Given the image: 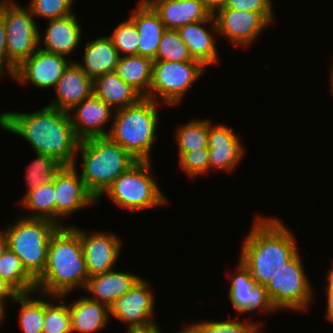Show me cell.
Returning <instances> with one entry per match:
<instances>
[{"mask_svg": "<svg viewBox=\"0 0 333 333\" xmlns=\"http://www.w3.org/2000/svg\"><path fill=\"white\" fill-rule=\"evenodd\" d=\"M209 167L212 170L234 172L245 156V145L239 135L228 125L213 124L209 120L208 139Z\"/></svg>", "mask_w": 333, "mask_h": 333, "instance_id": "cell-17", "label": "cell"}, {"mask_svg": "<svg viewBox=\"0 0 333 333\" xmlns=\"http://www.w3.org/2000/svg\"><path fill=\"white\" fill-rule=\"evenodd\" d=\"M6 304L0 299V326L3 324L2 322L5 320L6 312Z\"/></svg>", "mask_w": 333, "mask_h": 333, "instance_id": "cell-49", "label": "cell"}, {"mask_svg": "<svg viewBox=\"0 0 333 333\" xmlns=\"http://www.w3.org/2000/svg\"><path fill=\"white\" fill-rule=\"evenodd\" d=\"M164 104L144 97L137 104L115 110L108 137L137 161H152L157 140L159 107Z\"/></svg>", "mask_w": 333, "mask_h": 333, "instance_id": "cell-4", "label": "cell"}, {"mask_svg": "<svg viewBox=\"0 0 333 333\" xmlns=\"http://www.w3.org/2000/svg\"><path fill=\"white\" fill-rule=\"evenodd\" d=\"M76 0H29L27 6L30 8L34 18L53 20L73 14V6Z\"/></svg>", "mask_w": 333, "mask_h": 333, "instance_id": "cell-38", "label": "cell"}, {"mask_svg": "<svg viewBox=\"0 0 333 333\" xmlns=\"http://www.w3.org/2000/svg\"><path fill=\"white\" fill-rule=\"evenodd\" d=\"M0 277L19 294L36 291V280L26 271L21 259L9 248L0 256Z\"/></svg>", "mask_w": 333, "mask_h": 333, "instance_id": "cell-31", "label": "cell"}, {"mask_svg": "<svg viewBox=\"0 0 333 333\" xmlns=\"http://www.w3.org/2000/svg\"><path fill=\"white\" fill-rule=\"evenodd\" d=\"M36 293V294H35ZM35 295H37L35 297ZM19 307L18 322L24 333H43L44 327V294L34 291L19 294L12 304Z\"/></svg>", "mask_w": 333, "mask_h": 333, "instance_id": "cell-30", "label": "cell"}, {"mask_svg": "<svg viewBox=\"0 0 333 333\" xmlns=\"http://www.w3.org/2000/svg\"><path fill=\"white\" fill-rule=\"evenodd\" d=\"M15 0H0V6H3L5 4H8V3H11V2H14Z\"/></svg>", "mask_w": 333, "mask_h": 333, "instance_id": "cell-51", "label": "cell"}, {"mask_svg": "<svg viewBox=\"0 0 333 333\" xmlns=\"http://www.w3.org/2000/svg\"><path fill=\"white\" fill-rule=\"evenodd\" d=\"M7 32L8 59L18 67L39 48V26L30 8L19 2L0 6Z\"/></svg>", "mask_w": 333, "mask_h": 333, "instance_id": "cell-10", "label": "cell"}, {"mask_svg": "<svg viewBox=\"0 0 333 333\" xmlns=\"http://www.w3.org/2000/svg\"><path fill=\"white\" fill-rule=\"evenodd\" d=\"M152 164V161H137L117 177L97 199V204H101L102 196L106 195L117 207L132 213L167 205L168 197L154 178Z\"/></svg>", "mask_w": 333, "mask_h": 333, "instance_id": "cell-6", "label": "cell"}, {"mask_svg": "<svg viewBox=\"0 0 333 333\" xmlns=\"http://www.w3.org/2000/svg\"><path fill=\"white\" fill-rule=\"evenodd\" d=\"M36 158L30 162L25 170L27 189L23 197L43 184L52 182L62 164L51 155L37 153Z\"/></svg>", "mask_w": 333, "mask_h": 333, "instance_id": "cell-34", "label": "cell"}, {"mask_svg": "<svg viewBox=\"0 0 333 333\" xmlns=\"http://www.w3.org/2000/svg\"><path fill=\"white\" fill-rule=\"evenodd\" d=\"M256 215L240 248V260L257 285L266 286L298 252L292 230L278 217ZM287 226V227H286Z\"/></svg>", "mask_w": 333, "mask_h": 333, "instance_id": "cell-2", "label": "cell"}, {"mask_svg": "<svg viewBox=\"0 0 333 333\" xmlns=\"http://www.w3.org/2000/svg\"><path fill=\"white\" fill-rule=\"evenodd\" d=\"M177 32L193 59L201 62L206 68L221 61L216 46L218 40L215 36L218 35L216 34L218 31L213 15L207 20L183 25L177 29Z\"/></svg>", "mask_w": 333, "mask_h": 333, "instance_id": "cell-20", "label": "cell"}, {"mask_svg": "<svg viewBox=\"0 0 333 333\" xmlns=\"http://www.w3.org/2000/svg\"><path fill=\"white\" fill-rule=\"evenodd\" d=\"M125 333H162V330L159 325L149 328V329H139V330H130Z\"/></svg>", "mask_w": 333, "mask_h": 333, "instance_id": "cell-47", "label": "cell"}, {"mask_svg": "<svg viewBox=\"0 0 333 333\" xmlns=\"http://www.w3.org/2000/svg\"><path fill=\"white\" fill-rule=\"evenodd\" d=\"M218 36L245 49L272 25L262 14L234 9H219L214 15Z\"/></svg>", "mask_w": 333, "mask_h": 333, "instance_id": "cell-16", "label": "cell"}, {"mask_svg": "<svg viewBox=\"0 0 333 333\" xmlns=\"http://www.w3.org/2000/svg\"><path fill=\"white\" fill-rule=\"evenodd\" d=\"M221 9H234L237 11H251L262 14L271 24L274 22L275 10L273 0H228Z\"/></svg>", "mask_w": 333, "mask_h": 333, "instance_id": "cell-40", "label": "cell"}, {"mask_svg": "<svg viewBox=\"0 0 333 333\" xmlns=\"http://www.w3.org/2000/svg\"><path fill=\"white\" fill-rule=\"evenodd\" d=\"M262 322L261 320L259 322L256 320L248 322V320L242 319L241 315L237 314L236 317H228L222 321L209 319L196 321L193 324L197 333H258L264 327Z\"/></svg>", "mask_w": 333, "mask_h": 333, "instance_id": "cell-35", "label": "cell"}, {"mask_svg": "<svg viewBox=\"0 0 333 333\" xmlns=\"http://www.w3.org/2000/svg\"><path fill=\"white\" fill-rule=\"evenodd\" d=\"M68 304L72 333L102 332L110 323V308L91 300L85 294Z\"/></svg>", "mask_w": 333, "mask_h": 333, "instance_id": "cell-25", "label": "cell"}, {"mask_svg": "<svg viewBox=\"0 0 333 333\" xmlns=\"http://www.w3.org/2000/svg\"><path fill=\"white\" fill-rule=\"evenodd\" d=\"M228 273V297L234 310L240 314L275 313L277 309L272 305L265 286L257 285L250 271L239 260L235 272Z\"/></svg>", "mask_w": 333, "mask_h": 333, "instance_id": "cell-15", "label": "cell"}, {"mask_svg": "<svg viewBox=\"0 0 333 333\" xmlns=\"http://www.w3.org/2000/svg\"><path fill=\"white\" fill-rule=\"evenodd\" d=\"M19 293L5 280L0 277V299L7 304L8 300L12 303Z\"/></svg>", "mask_w": 333, "mask_h": 333, "instance_id": "cell-42", "label": "cell"}, {"mask_svg": "<svg viewBox=\"0 0 333 333\" xmlns=\"http://www.w3.org/2000/svg\"><path fill=\"white\" fill-rule=\"evenodd\" d=\"M154 61L190 62L197 60L193 59L177 30L166 29L160 40Z\"/></svg>", "mask_w": 333, "mask_h": 333, "instance_id": "cell-36", "label": "cell"}, {"mask_svg": "<svg viewBox=\"0 0 333 333\" xmlns=\"http://www.w3.org/2000/svg\"><path fill=\"white\" fill-rule=\"evenodd\" d=\"M4 226L8 248L22 261L26 271L37 280L44 272L51 236L60 227L47 219L16 217Z\"/></svg>", "mask_w": 333, "mask_h": 333, "instance_id": "cell-7", "label": "cell"}, {"mask_svg": "<svg viewBox=\"0 0 333 333\" xmlns=\"http://www.w3.org/2000/svg\"><path fill=\"white\" fill-rule=\"evenodd\" d=\"M93 93L114 110L132 106L144 98L136 89L125 83L116 72L95 78Z\"/></svg>", "mask_w": 333, "mask_h": 333, "instance_id": "cell-27", "label": "cell"}, {"mask_svg": "<svg viewBox=\"0 0 333 333\" xmlns=\"http://www.w3.org/2000/svg\"><path fill=\"white\" fill-rule=\"evenodd\" d=\"M7 32L3 15L0 13V77L4 74L10 77L14 74L16 66L8 59L7 55Z\"/></svg>", "mask_w": 333, "mask_h": 333, "instance_id": "cell-41", "label": "cell"}, {"mask_svg": "<svg viewBox=\"0 0 333 333\" xmlns=\"http://www.w3.org/2000/svg\"><path fill=\"white\" fill-rule=\"evenodd\" d=\"M22 208L31 212L21 214L26 218L47 219L56 223V199L55 186L53 182L43 184L35 190L30 191L18 202Z\"/></svg>", "mask_w": 333, "mask_h": 333, "instance_id": "cell-29", "label": "cell"}, {"mask_svg": "<svg viewBox=\"0 0 333 333\" xmlns=\"http://www.w3.org/2000/svg\"><path fill=\"white\" fill-rule=\"evenodd\" d=\"M79 21L75 13L48 20L47 27L42 34L39 30V48L70 58L82 43L83 29Z\"/></svg>", "mask_w": 333, "mask_h": 333, "instance_id": "cell-19", "label": "cell"}, {"mask_svg": "<svg viewBox=\"0 0 333 333\" xmlns=\"http://www.w3.org/2000/svg\"><path fill=\"white\" fill-rule=\"evenodd\" d=\"M153 60L139 55L119 58L115 72L127 84L136 89L143 97L149 98L152 81Z\"/></svg>", "mask_w": 333, "mask_h": 333, "instance_id": "cell-28", "label": "cell"}, {"mask_svg": "<svg viewBox=\"0 0 333 333\" xmlns=\"http://www.w3.org/2000/svg\"><path fill=\"white\" fill-rule=\"evenodd\" d=\"M55 97L47 106L61 111H70L93 93V80L76 60H73L54 89Z\"/></svg>", "mask_w": 333, "mask_h": 333, "instance_id": "cell-21", "label": "cell"}, {"mask_svg": "<svg viewBox=\"0 0 333 333\" xmlns=\"http://www.w3.org/2000/svg\"><path fill=\"white\" fill-rule=\"evenodd\" d=\"M83 51L82 61H76L92 80L115 72L120 55L108 36L88 41Z\"/></svg>", "mask_w": 333, "mask_h": 333, "instance_id": "cell-26", "label": "cell"}, {"mask_svg": "<svg viewBox=\"0 0 333 333\" xmlns=\"http://www.w3.org/2000/svg\"><path fill=\"white\" fill-rule=\"evenodd\" d=\"M326 279L325 282L326 284L322 287L324 293H333V260H332V265L327 269L326 273Z\"/></svg>", "mask_w": 333, "mask_h": 333, "instance_id": "cell-45", "label": "cell"}, {"mask_svg": "<svg viewBox=\"0 0 333 333\" xmlns=\"http://www.w3.org/2000/svg\"><path fill=\"white\" fill-rule=\"evenodd\" d=\"M80 152V154H79ZM82 156L81 171L78 173L88 191L96 200L122 173L137 160L109 137H93L81 140L76 153Z\"/></svg>", "mask_w": 333, "mask_h": 333, "instance_id": "cell-5", "label": "cell"}, {"mask_svg": "<svg viewBox=\"0 0 333 333\" xmlns=\"http://www.w3.org/2000/svg\"><path fill=\"white\" fill-rule=\"evenodd\" d=\"M206 9L214 15L219 9L224 8L228 0H201Z\"/></svg>", "mask_w": 333, "mask_h": 333, "instance_id": "cell-43", "label": "cell"}, {"mask_svg": "<svg viewBox=\"0 0 333 333\" xmlns=\"http://www.w3.org/2000/svg\"><path fill=\"white\" fill-rule=\"evenodd\" d=\"M67 297V294L64 296L44 294L43 333H72L69 301H65Z\"/></svg>", "mask_w": 333, "mask_h": 333, "instance_id": "cell-32", "label": "cell"}, {"mask_svg": "<svg viewBox=\"0 0 333 333\" xmlns=\"http://www.w3.org/2000/svg\"><path fill=\"white\" fill-rule=\"evenodd\" d=\"M77 163L74 161L73 165H63L52 181L55 186L56 224L60 227H66L62 221L71 217L72 213L75 215L82 209L97 205L96 198L88 191L78 173L80 167Z\"/></svg>", "mask_w": 333, "mask_h": 333, "instance_id": "cell-12", "label": "cell"}, {"mask_svg": "<svg viewBox=\"0 0 333 333\" xmlns=\"http://www.w3.org/2000/svg\"><path fill=\"white\" fill-rule=\"evenodd\" d=\"M8 248V239L7 235L4 231V228H0V256L5 252Z\"/></svg>", "mask_w": 333, "mask_h": 333, "instance_id": "cell-46", "label": "cell"}, {"mask_svg": "<svg viewBox=\"0 0 333 333\" xmlns=\"http://www.w3.org/2000/svg\"><path fill=\"white\" fill-rule=\"evenodd\" d=\"M208 156V148L185 152L178 158L179 168L188 175L187 177L193 179L203 174L208 175L210 172Z\"/></svg>", "mask_w": 333, "mask_h": 333, "instance_id": "cell-39", "label": "cell"}, {"mask_svg": "<svg viewBox=\"0 0 333 333\" xmlns=\"http://www.w3.org/2000/svg\"><path fill=\"white\" fill-rule=\"evenodd\" d=\"M326 296V309H325V319L333 324V293H325Z\"/></svg>", "mask_w": 333, "mask_h": 333, "instance_id": "cell-44", "label": "cell"}, {"mask_svg": "<svg viewBox=\"0 0 333 333\" xmlns=\"http://www.w3.org/2000/svg\"><path fill=\"white\" fill-rule=\"evenodd\" d=\"M136 7L132 9L128 18L135 24L138 31V55L154 61L166 27L145 0H139Z\"/></svg>", "mask_w": 333, "mask_h": 333, "instance_id": "cell-24", "label": "cell"}, {"mask_svg": "<svg viewBox=\"0 0 333 333\" xmlns=\"http://www.w3.org/2000/svg\"><path fill=\"white\" fill-rule=\"evenodd\" d=\"M89 279L80 234L71 226L59 227L51 236L43 274L36 291L51 296L83 291Z\"/></svg>", "mask_w": 333, "mask_h": 333, "instance_id": "cell-3", "label": "cell"}, {"mask_svg": "<svg viewBox=\"0 0 333 333\" xmlns=\"http://www.w3.org/2000/svg\"><path fill=\"white\" fill-rule=\"evenodd\" d=\"M79 234L88 276L114 270L123 248L121 237L111 231L87 232L71 225Z\"/></svg>", "mask_w": 333, "mask_h": 333, "instance_id": "cell-14", "label": "cell"}, {"mask_svg": "<svg viewBox=\"0 0 333 333\" xmlns=\"http://www.w3.org/2000/svg\"><path fill=\"white\" fill-rule=\"evenodd\" d=\"M148 279L141 277L124 295L110 307V318L126 324L125 332L149 329L158 325L155 320V293Z\"/></svg>", "mask_w": 333, "mask_h": 333, "instance_id": "cell-11", "label": "cell"}, {"mask_svg": "<svg viewBox=\"0 0 333 333\" xmlns=\"http://www.w3.org/2000/svg\"><path fill=\"white\" fill-rule=\"evenodd\" d=\"M73 129L80 140L93 137H108L115 110L100 100L94 93L68 111Z\"/></svg>", "mask_w": 333, "mask_h": 333, "instance_id": "cell-18", "label": "cell"}, {"mask_svg": "<svg viewBox=\"0 0 333 333\" xmlns=\"http://www.w3.org/2000/svg\"><path fill=\"white\" fill-rule=\"evenodd\" d=\"M182 329L183 330L176 331V333H197L196 332V327L193 323L192 324L189 323V325L187 324L185 327L183 326Z\"/></svg>", "mask_w": 333, "mask_h": 333, "instance_id": "cell-48", "label": "cell"}, {"mask_svg": "<svg viewBox=\"0 0 333 333\" xmlns=\"http://www.w3.org/2000/svg\"><path fill=\"white\" fill-rule=\"evenodd\" d=\"M209 119H195L178 126L175 132L178 158L185 152L208 148Z\"/></svg>", "mask_w": 333, "mask_h": 333, "instance_id": "cell-33", "label": "cell"}, {"mask_svg": "<svg viewBox=\"0 0 333 333\" xmlns=\"http://www.w3.org/2000/svg\"><path fill=\"white\" fill-rule=\"evenodd\" d=\"M206 69L199 61H153L149 98L167 107L180 105Z\"/></svg>", "mask_w": 333, "mask_h": 333, "instance_id": "cell-9", "label": "cell"}, {"mask_svg": "<svg viewBox=\"0 0 333 333\" xmlns=\"http://www.w3.org/2000/svg\"><path fill=\"white\" fill-rule=\"evenodd\" d=\"M0 128L18 135L34 152L53 156L62 165H73L80 143L68 112L45 105L34 112L0 113Z\"/></svg>", "mask_w": 333, "mask_h": 333, "instance_id": "cell-1", "label": "cell"}, {"mask_svg": "<svg viewBox=\"0 0 333 333\" xmlns=\"http://www.w3.org/2000/svg\"><path fill=\"white\" fill-rule=\"evenodd\" d=\"M131 272L111 270L89 277L84 292L88 298L111 307L122 295L127 293L141 278Z\"/></svg>", "mask_w": 333, "mask_h": 333, "instance_id": "cell-22", "label": "cell"}, {"mask_svg": "<svg viewBox=\"0 0 333 333\" xmlns=\"http://www.w3.org/2000/svg\"><path fill=\"white\" fill-rule=\"evenodd\" d=\"M300 252L277 272L265 286L272 305L278 311L307 312L314 300V290L304 269ZM312 303V304H311Z\"/></svg>", "mask_w": 333, "mask_h": 333, "instance_id": "cell-8", "label": "cell"}, {"mask_svg": "<svg viewBox=\"0 0 333 333\" xmlns=\"http://www.w3.org/2000/svg\"><path fill=\"white\" fill-rule=\"evenodd\" d=\"M60 54L49 53L38 48L28 59L15 70L11 79L19 86L32 85L40 90L55 89L58 80L73 59Z\"/></svg>", "mask_w": 333, "mask_h": 333, "instance_id": "cell-13", "label": "cell"}, {"mask_svg": "<svg viewBox=\"0 0 333 333\" xmlns=\"http://www.w3.org/2000/svg\"><path fill=\"white\" fill-rule=\"evenodd\" d=\"M120 57L138 55L139 35L135 24L127 18L119 23L113 30L112 35H107Z\"/></svg>", "mask_w": 333, "mask_h": 333, "instance_id": "cell-37", "label": "cell"}, {"mask_svg": "<svg viewBox=\"0 0 333 333\" xmlns=\"http://www.w3.org/2000/svg\"><path fill=\"white\" fill-rule=\"evenodd\" d=\"M159 15L166 29L207 20L211 13L201 0H145Z\"/></svg>", "mask_w": 333, "mask_h": 333, "instance_id": "cell-23", "label": "cell"}, {"mask_svg": "<svg viewBox=\"0 0 333 333\" xmlns=\"http://www.w3.org/2000/svg\"><path fill=\"white\" fill-rule=\"evenodd\" d=\"M330 72H329V82H330V86H331V88H330V90H331V94H332V97H333V64L331 65V68H330V70H329Z\"/></svg>", "mask_w": 333, "mask_h": 333, "instance_id": "cell-50", "label": "cell"}]
</instances>
